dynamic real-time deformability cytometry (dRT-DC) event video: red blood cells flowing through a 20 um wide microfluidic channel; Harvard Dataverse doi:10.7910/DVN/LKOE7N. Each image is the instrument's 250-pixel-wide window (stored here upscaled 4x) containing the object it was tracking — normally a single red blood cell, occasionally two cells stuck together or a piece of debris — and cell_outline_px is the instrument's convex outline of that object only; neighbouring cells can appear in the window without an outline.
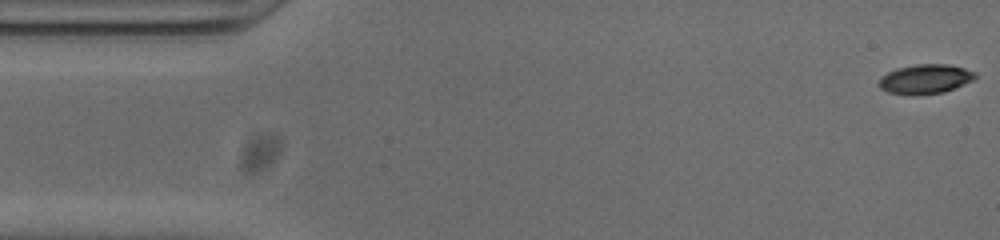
{"species": "common noctule bat (a hibernating species)", "species_latin": "Nyctalus noctula", "temperature_condition": "cold", "stored_images_in_passage": 52, "camera_frame_rate_fps": 3000, "um_per_image_px": 0.085, "animal": {"sex": "male", "body_mass_g": 20.0, "forearm_length_mm": 53.3}, "frame": {"image": 1, "passage_image": 1, "time_ms": 0.0, "image_size_px": [1000, 240], "cell_outline_px": [[976, 76], [972, 80], [944, 92], [912, 96], [888, 92], [880, 88], [880, 76], [896, 68], [916, 64], [948, 64], [964, 68], [976, 72]], "centroid_in_image_um": [78.62, 6.72], "position_along_channel_um": 6.4, "area_um2": 16.53}}
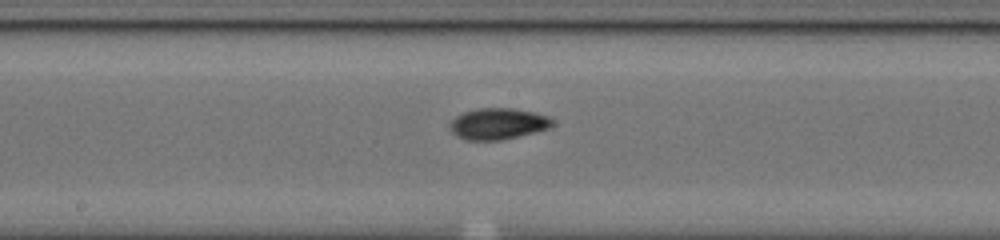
{"frame": {"image": 2, "passage_image": 26, "time_ms": 8.333, "image_size_px": [1000, 240], "cell_outline_px": [[556, 124], [552, 128], [536, 132], [500, 140], [464, 140], [456, 136], [448, 128], [448, 124], [456, 116], [464, 112], [480, 108], [512, 108], [536, 112], [548, 116]], "centroid_in_image_um": [42.34, 10.52], "position_along_channel_um": 205.9, "area_um2": 18.96}}
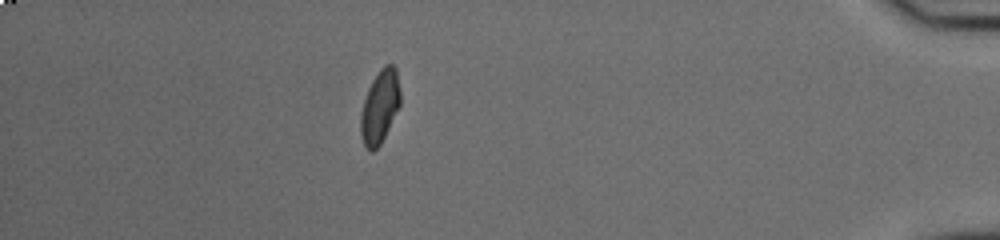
{"frame": {"image": 3, "passage_image": 46, "time_ms": 15.0, "image_size_px": [1000, 240], "cell_outline_px": [[400, 104], [380, 144], [372, 152], [364, 144], [360, 136], [360, 112], [368, 88], [372, 80], [380, 68], [384, 64], [392, 64], [396, 68], [400, 92]], "centroid_in_image_um": [32.27, 9.04], "position_along_channel_um": 402.9, "area_um2": 16.76}, "authors_computed_cell_mechanics": {"area_um2": 17.2244, "velocity_mm_per_s": 3.8248, "shape_relaxation_time_tau1_ms": 3.9056, "shape_relaxation_time_tau2_ms": 3.1608, "deformation_change_tau1": 0.139, "deformation_change_tau2": 0.0652}}